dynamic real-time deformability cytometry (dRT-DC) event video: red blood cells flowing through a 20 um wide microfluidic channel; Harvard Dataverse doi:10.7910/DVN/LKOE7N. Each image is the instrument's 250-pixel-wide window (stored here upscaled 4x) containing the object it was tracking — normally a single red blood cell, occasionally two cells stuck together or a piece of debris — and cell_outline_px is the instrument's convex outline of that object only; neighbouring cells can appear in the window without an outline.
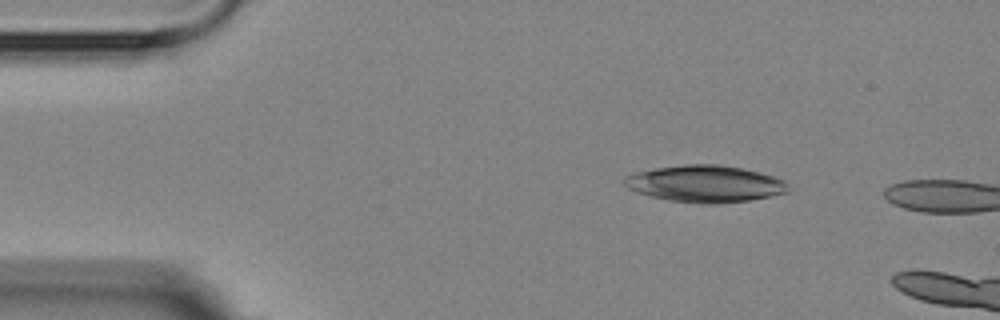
{"species": "Egyptian fruit bat (a non-hibernating species)", "species_latin": "Rousettus aegyptiacus", "temperature_condition": "room temperature", "stored_images_in_passage": 4, "camera_frame_rate_fps": 3000, "um_per_image_px": 0.085, "animal": {"sex": "female"}, "frame": {"image": 1, "passage_image": 2, "time_ms": 1.333, "image_size_px": [1000, 320], "cell_outline_px": [[788, 192], [752, 200], [716, 204], [700, 204], [672, 200], [652, 196], [636, 192], [628, 188], [620, 180], [624, 176], [636, 172], [656, 168], [684, 164], [720, 164], [744, 168], [760, 172], [784, 180], [788, 184]], "centroid_in_image_um": [59.93, 15.61], "position_along_channel_um": 25.1, "area_um2": 35.37}}